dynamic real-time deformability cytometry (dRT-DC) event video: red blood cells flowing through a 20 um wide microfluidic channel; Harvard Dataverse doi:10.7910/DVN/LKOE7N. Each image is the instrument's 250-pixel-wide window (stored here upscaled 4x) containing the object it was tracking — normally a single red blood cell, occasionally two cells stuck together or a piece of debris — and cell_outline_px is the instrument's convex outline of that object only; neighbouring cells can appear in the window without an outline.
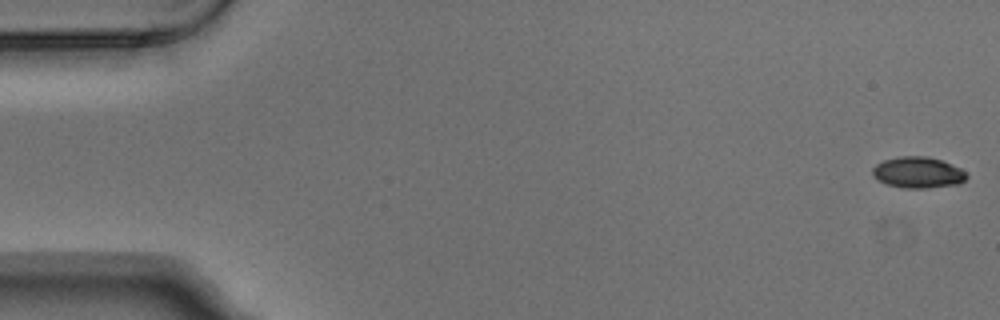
{"species": "Egyptian fruit bat (a non-hibernating species)", "species_latin": "Rousettus aegyptiacus", "temperature_condition": "warm", "stored_images_in_passage": 5, "camera_frame_rate_fps": 3000, "um_per_image_px": 0.085, "animal": {"sex": "male"}, "frame": {"image": 1, "passage_image": 1, "time_ms": 0.0, "image_size_px": [1000, 320], "cell_outline_px": [[968, 176], [960, 184], [928, 188], [904, 188], [888, 184], [876, 180], [872, 176], [872, 168], [876, 164], [884, 160], [900, 156], [928, 156], [940, 160], [960, 168]], "centroid_in_image_um": [78.0, 14.66], "position_along_channel_um": 7.0, "area_um2": 17.11}}
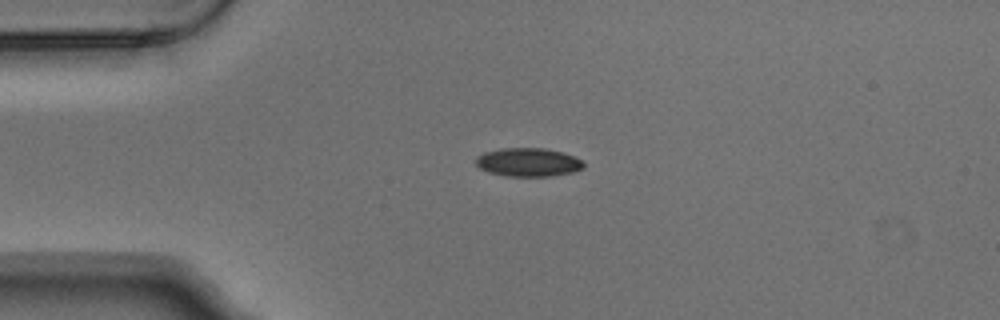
{"frame": {"image": 2, "passage_image": 4, "time_ms": 1.0, "image_size_px": [1000, 320], "cell_outline_px": [[584, 168], [572, 172], [552, 176], [508, 176], [488, 172], [480, 168], [476, 164], [476, 156], [484, 152], [500, 148], [544, 148], [560, 152], [584, 160]], "centroid_in_image_um": [44.89, 13.79], "position_along_channel_um": 40.1, "area_um2": 17.92}}